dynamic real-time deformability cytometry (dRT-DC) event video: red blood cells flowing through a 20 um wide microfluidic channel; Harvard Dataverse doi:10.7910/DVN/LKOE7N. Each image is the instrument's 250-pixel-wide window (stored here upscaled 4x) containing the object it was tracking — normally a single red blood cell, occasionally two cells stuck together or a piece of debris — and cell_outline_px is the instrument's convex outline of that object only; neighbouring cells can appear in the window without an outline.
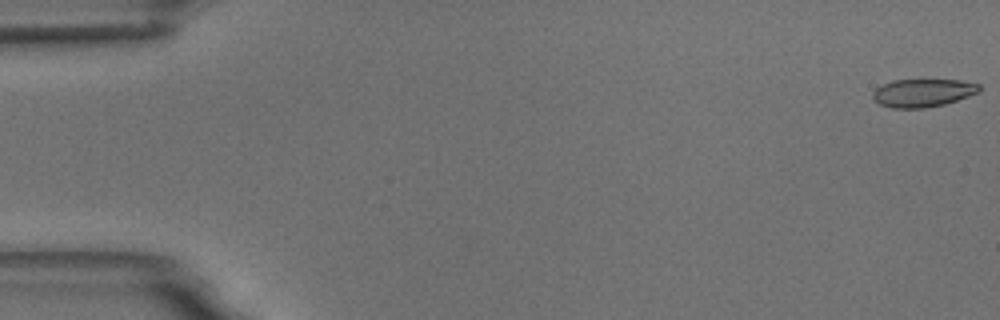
{"species": "common noctule bat (a hibernating species)", "species_latin": "Nyctalus noctula", "temperature_condition": "room temperature", "stored_images_in_passage": 58, "camera_frame_rate_fps": 3000, "um_per_image_px": 0.085, "animal": {"sex": "male", "body_mass_g": 18.8}, "frame": {"image": 1, "passage_image": 1, "time_ms": 0.0, "image_size_px": [1000, 320], "cell_outline_px": [[980, 92], [944, 104], [924, 108], [892, 108], [880, 104], [872, 96], [872, 92], [876, 88], [892, 80], [960, 80], [980, 84]], "centroid_in_image_um": [78.45, 7.89], "position_along_channel_um": 6.6, "area_um2": 17.28}}
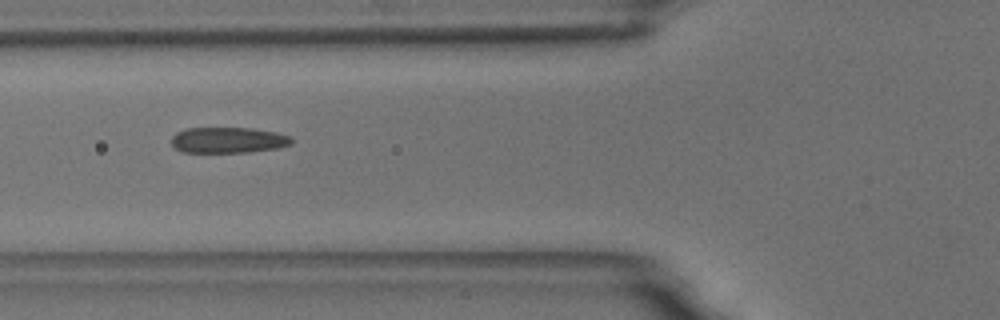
{"frame": {"image": 2, "passage_image": 22, "time_ms": 7.0, "image_size_px": [1000, 320], "cell_outline_px": [[292, 144], [276, 148], [248, 152], [184, 152], [176, 148], [172, 144], [172, 136], [176, 132], [184, 128], [252, 128], [276, 132], [292, 136]], "centroid_in_image_um": [19.4, 11.9], "position_along_channel_um": 106.4, "area_um2": 18.09}}
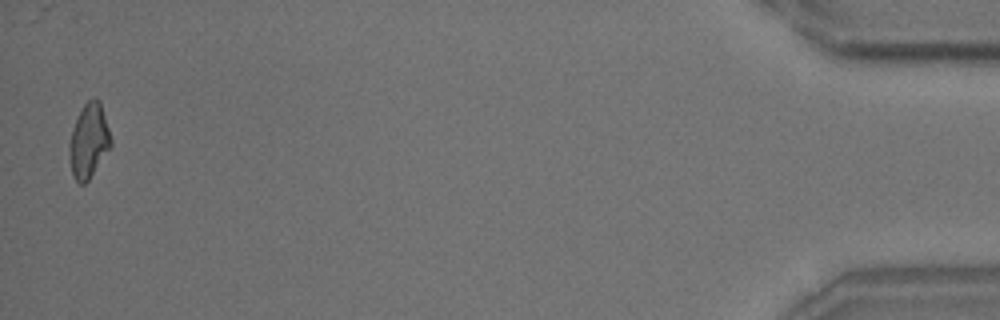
{"frame": {"image": 3, "passage_image": 57, "time_ms": 18.667, "image_size_px": [1000, 320], "cell_outline_px": [[112, 144], [88, 180], [84, 184], [80, 184], [76, 180], [72, 172], [68, 152], [68, 144], [76, 120], [84, 104], [92, 96], [96, 96], [100, 100], [112, 140]], "centroid_in_image_um": [7.55, 11.93], "position_along_channel_um": 427.7, "area_um2": 17.8}, "authors_computed_cell_mechanics": {"area_um2": 18.3804, "velocity_mm_per_s": 3.5324, "shape_relaxation_time_tau1_ms": 6.8378, "shape_relaxation_time_tau2_ms": 1.8002, "deformation_change_tau1": 0.1593, "deformation_change_tau2": 0.0722}}